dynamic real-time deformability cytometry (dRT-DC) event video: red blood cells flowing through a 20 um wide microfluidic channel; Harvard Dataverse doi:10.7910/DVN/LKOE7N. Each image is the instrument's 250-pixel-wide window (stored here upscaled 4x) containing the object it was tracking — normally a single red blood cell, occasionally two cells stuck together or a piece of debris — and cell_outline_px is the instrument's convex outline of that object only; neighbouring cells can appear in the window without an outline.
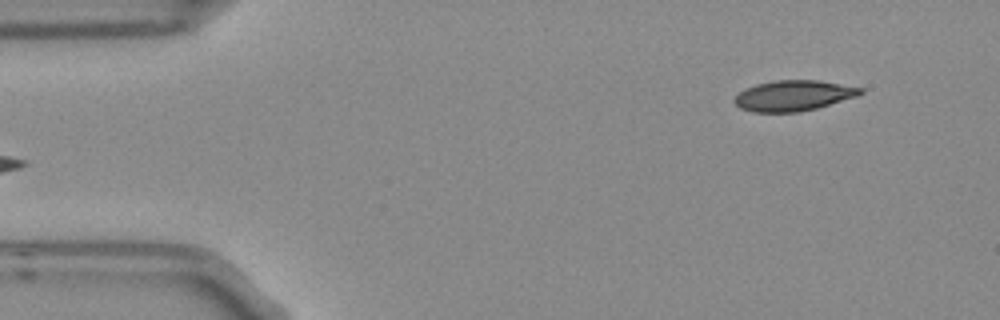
{"species": "Egyptian fruit bat (a non-hibernating species)", "species_latin": "Rousettus aegyptiacus", "temperature_condition": "room temperature", "stored_images_in_passage": 5, "camera_frame_rate_fps": 3000, "um_per_image_px": 0.085, "frame": {"image": 1, "passage_image": 5, "time_ms": 1.333, "image_size_px": [1000, 320], "cell_outline_px": [[864, 92], [856, 96], [816, 108], [800, 112], [752, 112], [740, 108], [732, 100], [744, 88], [756, 84], [772, 80], [820, 80], [864, 88]], "centroid_in_image_um": [67.42, 8.12], "position_along_channel_um": 17.6, "area_um2": 22.48}}